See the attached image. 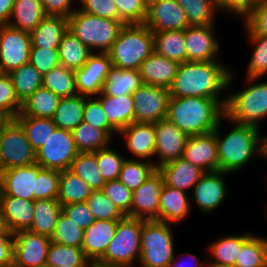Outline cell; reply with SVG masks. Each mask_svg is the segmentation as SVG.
<instances>
[{
  "mask_svg": "<svg viewBox=\"0 0 267 267\" xmlns=\"http://www.w3.org/2000/svg\"><path fill=\"white\" fill-rule=\"evenodd\" d=\"M233 74L229 67L220 61L183 62L177 69L171 97H204L217 100L224 108L227 97L220 100V93L232 86Z\"/></svg>",
  "mask_w": 267,
  "mask_h": 267,
  "instance_id": "6da1fadb",
  "label": "cell"
},
{
  "mask_svg": "<svg viewBox=\"0 0 267 267\" xmlns=\"http://www.w3.org/2000/svg\"><path fill=\"white\" fill-rule=\"evenodd\" d=\"M166 118L188 136L202 135L216 130L225 108L215 99L170 97Z\"/></svg>",
  "mask_w": 267,
  "mask_h": 267,
  "instance_id": "7a4b0ae2",
  "label": "cell"
},
{
  "mask_svg": "<svg viewBox=\"0 0 267 267\" xmlns=\"http://www.w3.org/2000/svg\"><path fill=\"white\" fill-rule=\"evenodd\" d=\"M215 130L218 146V171L227 173L241 170L252 160L254 155H261L260 130L254 126L242 125L232 122L234 125L224 137L220 134V124Z\"/></svg>",
  "mask_w": 267,
  "mask_h": 267,
  "instance_id": "3957f363",
  "label": "cell"
},
{
  "mask_svg": "<svg viewBox=\"0 0 267 267\" xmlns=\"http://www.w3.org/2000/svg\"><path fill=\"white\" fill-rule=\"evenodd\" d=\"M153 52V32L143 23L125 24L108 54L114 67L139 70Z\"/></svg>",
  "mask_w": 267,
  "mask_h": 267,
  "instance_id": "277c9868",
  "label": "cell"
},
{
  "mask_svg": "<svg viewBox=\"0 0 267 267\" xmlns=\"http://www.w3.org/2000/svg\"><path fill=\"white\" fill-rule=\"evenodd\" d=\"M246 79L251 85L227 96L225 120L260 129L261 120L267 117V81L256 83L259 78Z\"/></svg>",
  "mask_w": 267,
  "mask_h": 267,
  "instance_id": "5b68a950",
  "label": "cell"
},
{
  "mask_svg": "<svg viewBox=\"0 0 267 267\" xmlns=\"http://www.w3.org/2000/svg\"><path fill=\"white\" fill-rule=\"evenodd\" d=\"M124 25L123 21L101 18L79 8L68 18V29L92 52L96 50L97 53L110 51Z\"/></svg>",
  "mask_w": 267,
  "mask_h": 267,
  "instance_id": "8992f818",
  "label": "cell"
},
{
  "mask_svg": "<svg viewBox=\"0 0 267 267\" xmlns=\"http://www.w3.org/2000/svg\"><path fill=\"white\" fill-rule=\"evenodd\" d=\"M144 220L125 216L117 221L116 233L99 261L119 267H133L141 256Z\"/></svg>",
  "mask_w": 267,
  "mask_h": 267,
  "instance_id": "52a82bcc",
  "label": "cell"
},
{
  "mask_svg": "<svg viewBox=\"0 0 267 267\" xmlns=\"http://www.w3.org/2000/svg\"><path fill=\"white\" fill-rule=\"evenodd\" d=\"M169 223L144 220L141 231V267H166L175 257Z\"/></svg>",
  "mask_w": 267,
  "mask_h": 267,
  "instance_id": "ba28073f",
  "label": "cell"
},
{
  "mask_svg": "<svg viewBox=\"0 0 267 267\" xmlns=\"http://www.w3.org/2000/svg\"><path fill=\"white\" fill-rule=\"evenodd\" d=\"M33 163H36V151L21 124L12 119L0 133V170Z\"/></svg>",
  "mask_w": 267,
  "mask_h": 267,
  "instance_id": "9c48e42d",
  "label": "cell"
},
{
  "mask_svg": "<svg viewBox=\"0 0 267 267\" xmlns=\"http://www.w3.org/2000/svg\"><path fill=\"white\" fill-rule=\"evenodd\" d=\"M78 153L72 132L56 128L36 151V163L43 168L61 172L70 168Z\"/></svg>",
  "mask_w": 267,
  "mask_h": 267,
  "instance_id": "30bf717a",
  "label": "cell"
},
{
  "mask_svg": "<svg viewBox=\"0 0 267 267\" xmlns=\"http://www.w3.org/2000/svg\"><path fill=\"white\" fill-rule=\"evenodd\" d=\"M131 95L136 123H156L166 118L171 97L168 88L142 84Z\"/></svg>",
  "mask_w": 267,
  "mask_h": 267,
  "instance_id": "8fae6325",
  "label": "cell"
},
{
  "mask_svg": "<svg viewBox=\"0 0 267 267\" xmlns=\"http://www.w3.org/2000/svg\"><path fill=\"white\" fill-rule=\"evenodd\" d=\"M29 32L0 26V67L3 73H11L18 67L29 63L31 50Z\"/></svg>",
  "mask_w": 267,
  "mask_h": 267,
  "instance_id": "7c38bea8",
  "label": "cell"
},
{
  "mask_svg": "<svg viewBox=\"0 0 267 267\" xmlns=\"http://www.w3.org/2000/svg\"><path fill=\"white\" fill-rule=\"evenodd\" d=\"M51 238L22 230L13 235L12 267H46Z\"/></svg>",
  "mask_w": 267,
  "mask_h": 267,
  "instance_id": "4fadbf2b",
  "label": "cell"
},
{
  "mask_svg": "<svg viewBox=\"0 0 267 267\" xmlns=\"http://www.w3.org/2000/svg\"><path fill=\"white\" fill-rule=\"evenodd\" d=\"M112 67L108 53L94 52L80 69L74 71L77 94L85 97L99 95Z\"/></svg>",
  "mask_w": 267,
  "mask_h": 267,
  "instance_id": "5bb4252c",
  "label": "cell"
},
{
  "mask_svg": "<svg viewBox=\"0 0 267 267\" xmlns=\"http://www.w3.org/2000/svg\"><path fill=\"white\" fill-rule=\"evenodd\" d=\"M164 185L158 169L132 193L130 217L142 220H158L160 192Z\"/></svg>",
  "mask_w": 267,
  "mask_h": 267,
  "instance_id": "9a60e30c",
  "label": "cell"
},
{
  "mask_svg": "<svg viewBox=\"0 0 267 267\" xmlns=\"http://www.w3.org/2000/svg\"><path fill=\"white\" fill-rule=\"evenodd\" d=\"M156 144L154 156L157 161H153L158 168L168 162L182 157L188 135L182 132L175 124L167 118L155 123Z\"/></svg>",
  "mask_w": 267,
  "mask_h": 267,
  "instance_id": "2e32d148",
  "label": "cell"
},
{
  "mask_svg": "<svg viewBox=\"0 0 267 267\" xmlns=\"http://www.w3.org/2000/svg\"><path fill=\"white\" fill-rule=\"evenodd\" d=\"M43 167L33 163L1 171V195L35 201L37 175Z\"/></svg>",
  "mask_w": 267,
  "mask_h": 267,
  "instance_id": "e0dca14e",
  "label": "cell"
},
{
  "mask_svg": "<svg viewBox=\"0 0 267 267\" xmlns=\"http://www.w3.org/2000/svg\"><path fill=\"white\" fill-rule=\"evenodd\" d=\"M224 174L226 175L228 173L223 171L205 172L193 187L191 192L193 198L190 201L201 212L209 214L225 201L227 185L224 180L225 178H223L225 176Z\"/></svg>",
  "mask_w": 267,
  "mask_h": 267,
  "instance_id": "ac0fdd59",
  "label": "cell"
},
{
  "mask_svg": "<svg viewBox=\"0 0 267 267\" xmlns=\"http://www.w3.org/2000/svg\"><path fill=\"white\" fill-rule=\"evenodd\" d=\"M214 25L189 26L184 30L187 61H219L220 43L214 36Z\"/></svg>",
  "mask_w": 267,
  "mask_h": 267,
  "instance_id": "d6986e66",
  "label": "cell"
},
{
  "mask_svg": "<svg viewBox=\"0 0 267 267\" xmlns=\"http://www.w3.org/2000/svg\"><path fill=\"white\" fill-rule=\"evenodd\" d=\"M152 32L185 30L189 27L185 11L177 0H160L147 7L144 23Z\"/></svg>",
  "mask_w": 267,
  "mask_h": 267,
  "instance_id": "ffe728a7",
  "label": "cell"
},
{
  "mask_svg": "<svg viewBox=\"0 0 267 267\" xmlns=\"http://www.w3.org/2000/svg\"><path fill=\"white\" fill-rule=\"evenodd\" d=\"M182 157L204 172L218 171V146L215 131L189 136Z\"/></svg>",
  "mask_w": 267,
  "mask_h": 267,
  "instance_id": "44dd1931",
  "label": "cell"
},
{
  "mask_svg": "<svg viewBox=\"0 0 267 267\" xmlns=\"http://www.w3.org/2000/svg\"><path fill=\"white\" fill-rule=\"evenodd\" d=\"M163 177V182L172 188L182 191L193 189L201 176L205 173L183 157L168 162L157 168Z\"/></svg>",
  "mask_w": 267,
  "mask_h": 267,
  "instance_id": "7402d4cb",
  "label": "cell"
},
{
  "mask_svg": "<svg viewBox=\"0 0 267 267\" xmlns=\"http://www.w3.org/2000/svg\"><path fill=\"white\" fill-rule=\"evenodd\" d=\"M178 66V62L154 51L140 66L142 83L169 89L173 84Z\"/></svg>",
  "mask_w": 267,
  "mask_h": 267,
  "instance_id": "603a6c76",
  "label": "cell"
},
{
  "mask_svg": "<svg viewBox=\"0 0 267 267\" xmlns=\"http://www.w3.org/2000/svg\"><path fill=\"white\" fill-rule=\"evenodd\" d=\"M118 135L126 140L128 151L139 158L154 157L156 144L155 123H132L123 128Z\"/></svg>",
  "mask_w": 267,
  "mask_h": 267,
  "instance_id": "cb8c5ba5",
  "label": "cell"
},
{
  "mask_svg": "<svg viewBox=\"0 0 267 267\" xmlns=\"http://www.w3.org/2000/svg\"><path fill=\"white\" fill-rule=\"evenodd\" d=\"M117 221L95 220L84 230L82 249L89 260H99L116 233Z\"/></svg>",
  "mask_w": 267,
  "mask_h": 267,
  "instance_id": "d4e9b609",
  "label": "cell"
},
{
  "mask_svg": "<svg viewBox=\"0 0 267 267\" xmlns=\"http://www.w3.org/2000/svg\"><path fill=\"white\" fill-rule=\"evenodd\" d=\"M187 192L163 185L160 192L159 221L169 224L184 220L191 212Z\"/></svg>",
  "mask_w": 267,
  "mask_h": 267,
  "instance_id": "484cf974",
  "label": "cell"
},
{
  "mask_svg": "<svg viewBox=\"0 0 267 267\" xmlns=\"http://www.w3.org/2000/svg\"><path fill=\"white\" fill-rule=\"evenodd\" d=\"M96 97L102 104L109 124L118 133L135 122L132 95L107 96L101 92Z\"/></svg>",
  "mask_w": 267,
  "mask_h": 267,
  "instance_id": "4316f807",
  "label": "cell"
},
{
  "mask_svg": "<svg viewBox=\"0 0 267 267\" xmlns=\"http://www.w3.org/2000/svg\"><path fill=\"white\" fill-rule=\"evenodd\" d=\"M6 223L14 234L28 230L34 219V201L13 196H0Z\"/></svg>",
  "mask_w": 267,
  "mask_h": 267,
  "instance_id": "83f0119b",
  "label": "cell"
},
{
  "mask_svg": "<svg viewBox=\"0 0 267 267\" xmlns=\"http://www.w3.org/2000/svg\"><path fill=\"white\" fill-rule=\"evenodd\" d=\"M68 30V19L61 16H45L30 33L31 48L58 49Z\"/></svg>",
  "mask_w": 267,
  "mask_h": 267,
  "instance_id": "f1b7e54d",
  "label": "cell"
},
{
  "mask_svg": "<svg viewBox=\"0 0 267 267\" xmlns=\"http://www.w3.org/2000/svg\"><path fill=\"white\" fill-rule=\"evenodd\" d=\"M45 16L40 0H16L7 25L31 33Z\"/></svg>",
  "mask_w": 267,
  "mask_h": 267,
  "instance_id": "f546056e",
  "label": "cell"
},
{
  "mask_svg": "<svg viewBox=\"0 0 267 267\" xmlns=\"http://www.w3.org/2000/svg\"><path fill=\"white\" fill-rule=\"evenodd\" d=\"M61 213L62 205L58 199L35 200L34 219L28 230L51 238Z\"/></svg>",
  "mask_w": 267,
  "mask_h": 267,
  "instance_id": "4dcf8cb0",
  "label": "cell"
},
{
  "mask_svg": "<svg viewBox=\"0 0 267 267\" xmlns=\"http://www.w3.org/2000/svg\"><path fill=\"white\" fill-rule=\"evenodd\" d=\"M251 234V232H246L243 235H226L225 237H220L208 246L209 255L212 260L207 262L218 266L234 267L243 242Z\"/></svg>",
  "mask_w": 267,
  "mask_h": 267,
  "instance_id": "1f68e13d",
  "label": "cell"
},
{
  "mask_svg": "<svg viewBox=\"0 0 267 267\" xmlns=\"http://www.w3.org/2000/svg\"><path fill=\"white\" fill-rule=\"evenodd\" d=\"M142 84L139 70L113 66L107 75L102 92L107 96L131 95Z\"/></svg>",
  "mask_w": 267,
  "mask_h": 267,
  "instance_id": "d6a6232c",
  "label": "cell"
},
{
  "mask_svg": "<svg viewBox=\"0 0 267 267\" xmlns=\"http://www.w3.org/2000/svg\"><path fill=\"white\" fill-rule=\"evenodd\" d=\"M154 51L179 64L187 62L184 30L153 32Z\"/></svg>",
  "mask_w": 267,
  "mask_h": 267,
  "instance_id": "836d02e7",
  "label": "cell"
},
{
  "mask_svg": "<svg viewBox=\"0 0 267 267\" xmlns=\"http://www.w3.org/2000/svg\"><path fill=\"white\" fill-rule=\"evenodd\" d=\"M58 53L60 65L75 71L80 69L94 52L68 29L62 37Z\"/></svg>",
  "mask_w": 267,
  "mask_h": 267,
  "instance_id": "e575fe53",
  "label": "cell"
},
{
  "mask_svg": "<svg viewBox=\"0 0 267 267\" xmlns=\"http://www.w3.org/2000/svg\"><path fill=\"white\" fill-rule=\"evenodd\" d=\"M60 99L51 90L42 86L22 103V111L18 116L52 119Z\"/></svg>",
  "mask_w": 267,
  "mask_h": 267,
  "instance_id": "d590c367",
  "label": "cell"
},
{
  "mask_svg": "<svg viewBox=\"0 0 267 267\" xmlns=\"http://www.w3.org/2000/svg\"><path fill=\"white\" fill-rule=\"evenodd\" d=\"M92 191L83 179L69 169L61 171L57 199L62 206L86 202Z\"/></svg>",
  "mask_w": 267,
  "mask_h": 267,
  "instance_id": "8d00e7d4",
  "label": "cell"
},
{
  "mask_svg": "<svg viewBox=\"0 0 267 267\" xmlns=\"http://www.w3.org/2000/svg\"><path fill=\"white\" fill-rule=\"evenodd\" d=\"M85 96L61 98L53 116L57 128L72 131L83 121Z\"/></svg>",
  "mask_w": 267,
  "mask_h": 267,
  "instance_id": "74e56055",
  "label": "cell"
},
{
  "mask_svg": "<svg viewBox=\"0 0 267 267\" xmlns=\"http://www.w3.org/2000/svg\"><path fill=\"white\" fill-rule=\"evenodd\" d=\"M79 152H96L110 145L112 137L103 129L81 122L72 131Z\"/></svg>",
  "mask_w": 267,
  "mask_h": 267,
  "instance_id": "f35d334b",
  "label": "cell"
},
{
  "mask_svg": "<svg viewBox=\"0 0 267 267\" xmlns=\"http://www.w3.org/2000/svg\"><path fill=\"white\" fill-rule=\"evenodd\" d=\"M17 98L24 103L37 89L43 86V75L31 63L24 64L9 73Z\"/></svg>",
  "mask_w": 267,
  "mask_h": 267,
  "instance_id": "ab89813d",
  "label": "cell"
},
{
  "mask_svg": "<svg viewBox=\"0 0 267 267\" xmlns=\"http://www.w3.org/2000/svg\"><path fill=\"white\" fill-rule=\"evenodd\" d=\"M69 170L83 179L93 191L102 190L106 184L98 169L96 152H79Z\"/></svg>",
  "mask_w": 267,
  "mask_h": 267,
  "instance_id": "60d3db41",
  "label": "cell"
},
{
  "mask_svg": "<svg viewBox=\"0 0 267 267\" xmlns=\"http://www.w3.org/2000/svg\"><path fill=\"white\" fill-rule=\"evenodd\" d=\"M234 267H267V238L252 233L243 242Z\"/></svg>",
  "mask_w": 267,
  "mask_h": 267,
  "instance_id": "b9f144b4",
  "label": "cell"
},
{
  "mask_svg": "<svg viewBox=\"0 0 267 267\" xmlns=\"http://www.w3.org/2000/svg\"><path fill=\"white\" fill-rule=\"evenodd\" d=\"M88 261L82 248L51 241L46 267H85Z\"/></svg>",
  "mask_w": 267,
  "mask_h": 267,
  "instance_id": "7bdbcfd3",
  "label": "cell"
},
{
  "mask_svg": "<svg viewBox=\"0 0 267 267\" xmlns=\"http://www.w3.org/2000/svg\"><path fill=\"white\" fill-rule=\"evenodd\" d=\"M157 170L152 160L127 159L123 163L118 180L132 192L142 185Z\"/></svg>",
  "mask_w": 267,
  "mask_h": 267,
  "instance_id": "ee69618b",
  "label": "cell"
},
{
  "mask_svg": "<svg viewBox=\"0 0 267 267\" xmlns=\"http://www.w3.org/2000/svg\"><path fill=\"white\" fill-rule=\"evenodd\" d=\"M43 87L60 98L77 95L74 70L59 65L43 76Z\"/></svg>",
  "mask_w": 267,
  "mask_h": 267,
  "instance_id": "f6af8a7d",
  "label": "cell"
},
{
  "mask_svg": "<svg viewBox=\"0 0 267 267\" xmlns=\"http://www.w3.org/2000/svg\"><path fill=\"white\" fill-rule=\"evenodd\" d=\"M190 26L214 24L218 12L214 0H177Z\"/></svg>",
  "mask_w": 267,
  "mask_h": 267,
  "instance_id": "bcb514c9",
  "label": "cell"
},
{
  "mask_svg": "<svg viewBox=\"0 0 267 267\" xmlns=\"http://www.w3.org/2000/svg\"><path fill=\"white\" fill-rule=\"evenodd\" d=\"M26 132L27 138L35 151H37L57 128L53 119L37 118L31 116H17L15 118Z\"/></svg>",
  "mask_w": 267,
  "mask_h": 267,
  "instance_id": "7dc6e473",
  "label": "cell"
},
{
  "mask_svg": "<svg viewBox=\"0 0 267 267\" xmlns=\"http://www.w3.org/2000/svg\"><path fill=\"white\" fill-rule=\"evenodd\" d=\"M95 220H122L125 215L102 190L92 191L86 201Z\"/></svg>",
  "mask_w": 267,
  "mask_h": 267,
  "instance_id": "c3c4849f",
  "label": "cell"
},
{
  "mask_svg": "<svg viewBox=\"0 0 267 267\" xmlns=\"http://www.w3.org/2000/svg\"><path fill=\"white\" fill-rule=\"evenodd\" d=\"M84 230L72 222L63 212L59 215L51 241L82 248Z\"/></svg>",
  "mask_w": 267,
  "mask_h": 267,
  "instance_id": "681fc988",
  "label": "cell"
},
{
  "mask_svg": "<svg viewBox=\"0 0 267 267\" xmlns=\"http://www.w3.org/2000/svg\"><path fill=\"white\" fill-rule=\"evenodd\" d=\"M96 159L99 172L106 182L118 180L125 156L108 146L96 151Z\"/></svg>",
  "mask_w": 267,
  "mask_h": 267,
  "instance_id": "f907efd6",
  "label": "cell"
},
{
  "mask_svg": "<svg viewBox=\"0 0 267 267\" xmlns=\"http://www.w3.org/2000/svg\"><path fill=\"white\" fill-rule=\"evenodd\" d=\"M248 38L255 44V49L247 66L246 77L261 78L267 74V37L248 36Z\"/></svg>",
  "mask_w": 267,
  "mask_h": 267,
  "instance_id": "816d5d0a",
  "label": "cell"
},
{
  "mask_svg": "<svg viewBox=\"0 0 267 267\" xmlns=\"http://www.w3.org/2000/svg\"><path fill=\"white\" fill-rule=\"evenodd\" d=\"M0 109L15 119L22 111V103L16 96L10 74L0 75Z\"/></svg>",
  "mask_w": 267,
  "mask_h": 267,
  "instance_id": "f5cc1de1",
  "label": "cell"
},
{
  "mask_svg": "<svg viewBox=\"0 0 267 267\" xmlns=\"http://www.w3.org/2000/svg\"><path fill=\"white\" fill-rule=\"evenodd\" d=\"M61 172L42 168L37 175L35 200L57 199Z\"/></svg>",
  "mask_w": 267,
  "mask_h": 267,
  "instance_id": "db71d44e",
  "label": "cell"
},
{
  "mask_svg": "<svg viewBox=\"0 0 267 267\" xmlns=\"http://www.w3.org/2000/svg\"><path fill=\"white\" fill-rule=\"evenodd\" d=\"M83 122L105 130L111 137L118 132L109 124L101 102L94 97H85Z\"/></svg>",
  "mask_w": 267,
  "mask_h": 267,
  "instance_id": "11a10c76",
  "label": "cell"
},
{
  "mask_svg": "<svg viewBox=\"0 0 267 267\" xmlns=\"http://www.w3.org/2000/svg\"><path fill=\"white\" fill-rule=\"evenodd\" d=\"M120 19L125 24H143L147 18V6L143 0H112Z\"/></svg>",
  "mask_w": 267,
  "mask_h": 267,
  "instance_id": "9f6ffc18",
  "label": "cell"
},
{
  "mask_svg": "<svg viewBox=\"0 0 267 267\" xmlns=\"http://www.w3.org/2000/svg\"><path fill=\"white\" fill-rule=\"evenodd\" d=\"M102 191L125 216L130 217L133 192L129 188L119 180H112L106 182Z\"/></svg>",
  "mask_w": 267,
  "mask_h": 267,
  "instance_id": "6f0895ef",
  "label": "cell"
},
{
  "mask_svg": "<svg viewBox=\"0 0 267 267\" xmlns=\"http://www.w3.org/2000/svg\"><path fill=\"white\" fill-rule=\"evenodd\" d=\"M243 20L248 36L267 37V0L255 4Z\"/></svg>",
  "mask_w": 267,
  "mask_h": 267,
  "instance_id": "680465c9",
  "label": "cell"
},
{
  "mask_svg": "<svg viewBox=\"0 0 267 267\" xmlns=\"http://www.w3.org/2000/svg\"><path fill=\"white\" fill-rule=\"evenodd\" d=\"M29 63L44 76L60 65L58 49L31 48Z\"/></svg>",
  "mask_w": 267,
  "mask_h": 267,
  "instance_id": "91938a15",
  "label": "cell"
},
{
  "mask_svg": "<svg viewBox=\"0 0 267 267\" xmlns=\"http://www.w3.org/2000/svg\"><path fill=\"white\" fill-rule=\"evenodd\" d=\"M80 10L101 18L122 21L112 0H79Z\"/></svg>",
  "mask_w": 267,
  "mask_h": 267,
  "instance_id": "94428289",
  "label": "cell"
},
{
  "mask_svg": "<svg viewBox=\"0 0 267 267\" xmlns=\"http://www.w3.org/2000/svg\"><path fill=\"white\" fill-rule=\"evenodd\" d=\"M62 212L83 230H86L95 221L86 202L64 205Z\"/></svg>",
  "mask_w": 267,
  "mask_h": 267,
  "instance_id": "6125c7cd",
  "label": "cell"
},
{
  "mask_svg": "<svg viewBox=\"0 0 267 267\" xmlns=\"http://www.w3.org/2000/svg\"><path fill=\"white\" fill-rule=\"evenodd\" d=\"M217 11L234 13L242 20L251 12L255 3L252 0H214Z\"/></svg>",
  "mask_w": 267,
  "mask_h": 267,
  "instance_id": "be15d7a7",
  "label": "cell"
},
{
  "mask_svg": "<svg viewBox=\"0 0 267 267\" xmlns=\"http://www.w3.org/2000/svg\"><path fill=\"white\" fill-rule=\"evenodd\" d=\"M46 16H61L69 18L74 11L73 0H40Z\"/></svg>",
  "mask_w": 267,
  "mask_h": 267,
  "instance_id": "e7e4bbea",
  "label": "cell"
},
{
  "mask_svg": "<svg viewBox=\"0 0 267 267\" xmlns=\"http://www.w3.org/2000/svg\"><path fill=\"white\" fill-rule=\"evenodd\" d=\"M13 233H0V267L13 266Z\"/></svg>",
  "mask_w": 267,
  "mask_h": 267,
  "instance_id": "03108f58",
  "label": "cell"
},
{
  "mask_svg": "<svg viewBox=\"0 0 267 267\" xmlns=\"http://www.w3.org/2000/svg\"><path fill=\"white\" fill-rule=\"evenodd\" d=\"M16 0H0V26L7 25Z\"/></svg>",
  "mask_w": 267,
  "mask_h": 267,
  "instance_id": "003e7915",
  "label": "cell"
},
{
  "mask_svg": "<svg viewBox=\"0 0 267 267\" xmlns=\"http://www.w3.org/2000/svg\"><path fill=\"white\" fill-rule=\"evenodd\" d=\"M189 256L194 259L197 267H206V263H204L203 261H201L200 263V260L195 254H190ZM166 267H184V265H182V263L179 264V262L176 260V257H174V259Z\"/></svg>",
  "mask_w": 267,
  "mask_h": 267,
  "instance_id": "a7ac6f4b",
  "label": "cell"
},
{
  "mask_svg": "<svg viewBox=\"0 0 267 267\" xmlns=\"http://www.w3.org/2000/svg\"><path fill=\"white\" fill-rule=\"evenodd\" d=\"M0 233H12L9 230L8 225L6 223L1 203H0Z\"/></svg>",
  "mask_w": 267,
  "mask_h": 267,
  "instance_id": "89a4df30",
  "label": "cell"
},
{
  "mask_svg": "<svg viewBox=\"0 0 267 267\" xmlns=\"http://www.w3.org/2000/svg\"><path fill=\"white\" fill-rule=\"evenodd\" d=\"M12 120V118L4 112L2 109H0V133L1 130Z\"/></svg>",
  "mask_w": 267,
  "mask_h": 267,
  "instance_id": "2644e50d",
  "label": "cell"
},
{
  "mask_svg": "<svg viewBox=\"0 0 267 267\" xmlns=\"http://www.w3.org/2000/svg\"><path fill=\"white\" fill-rule=\"evenodd\" d=\"M85 267H119L108 263L101 262L99 260H89Z\"/></svg>",
  "mask_w": 267,
  "mask_h": 267,
  "instance_id": "8c879c8a",
  "label": "cell"
},
{
  "mask_svg": "<svg viewBox=\"0 0 267 267\" xmlns=\"http://www.w3.org/2000/svg\"><path fill=\"white\" fill-rule=\"evenodd\" d=\"M261 156L267 159V135L261 137Z\"/></svg>",
  "mask_w": 267,
  "mask_h": 267,
  "instance_id": "753ad0ef",
  "label": "cell"
},
{
  "mask_svg": "<svg viewBox=\"0 0 267 267\" xmlns=\"http://www.w3.org/2000/svg\"><path fill=\"white\" fill-rule=\"evenodd\" d=\"M160 0H143L144 4L149 7L152 3L157 2Z\"/></svg>",
  "mask_w": 267,
  "mask_h": 267,
  "instance_id": "34e18365",
  "label": "cell"
},
{
  "mask_svg": "<svg viewBox=\"0 0 267 267\" xmlns=\"http://www.w3.org/2000/svg\"><path fill=\"white\" fill-rule=\"evenodd\" d=\"M206 267H226V266L213 265L207 262Z\"/></svg>",
  "mask_w": 267,
  "mask_h": 267,
  "instance_id": "11e5206c",
  "label": "cell"
},
{
  "mask_svg": "<svg viewBox=\"0 0 267 267\" xmlns=\"http://www.w3.org/2000/svg\"><path fill=\"white\" fill-rule=\"evenodd\" d=\"M255 4H257V3H260V2H262V1H266V0H252Z\"/></svg>",
  "mask_w": 267,
  "mask_h": 267,
  "instance_id": "2a66077c",
  "label": "cell"
},
{
  "mask_svg": "<svg viewBox=\"0 0 267 267\" xmlns=\"http://www.w3.org/2000/svg\"><path fill=\"white\" fill-rule=\"evenodd\" d=\"M0 195H1V170H0Z\"/></svg>",
  "mask_w": 267,
  "mask_h": 267,
  "instance_id": "b9fcfbb0",
  "label": "cell"
}]
</instances>
